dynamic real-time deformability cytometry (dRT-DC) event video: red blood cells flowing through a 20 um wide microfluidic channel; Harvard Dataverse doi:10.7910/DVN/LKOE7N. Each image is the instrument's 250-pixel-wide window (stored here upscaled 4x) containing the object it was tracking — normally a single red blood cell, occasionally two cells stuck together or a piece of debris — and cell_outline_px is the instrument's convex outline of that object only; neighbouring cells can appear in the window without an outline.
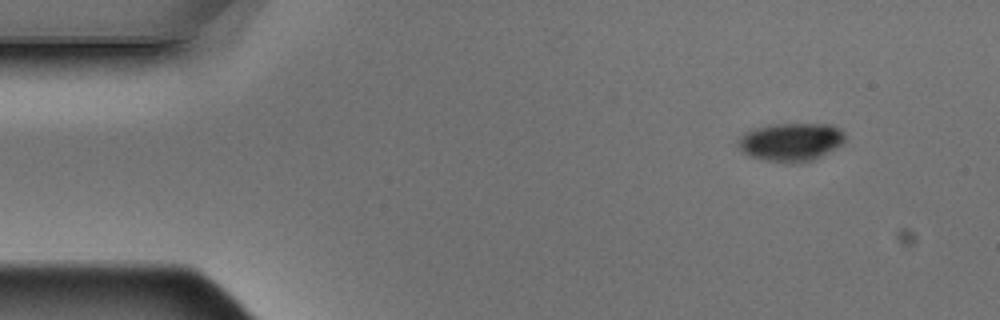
{"species": "Egyptian fruit bat (a non-hibernating species)", "species_latin": "Rousettus aegyptiacus", "temperature_condition": "warm", "stored_images_in_passage": 4, "camera_frame_rate_fps": 3000, "um_per_image_px": 0.085, "animal": {"sex": "male"}, "frame": {"image": 1, "passage_image": 1, "time_ms": 0.0, "image_size_px": [1000, 320], "cell_outline_px": [[844, 140], [840, 144], [820, 156], [812, 160], [768, 160], [748, 156], [736, 144], [736, 140], [744, 132], [756, 128], [776, 124], [832, 124], [840, 128], [844, 132]], "centroid_in_image_um": [67.19, 12.02], "position_along_channel_um": 17.8, "area_um2": 23.06}}
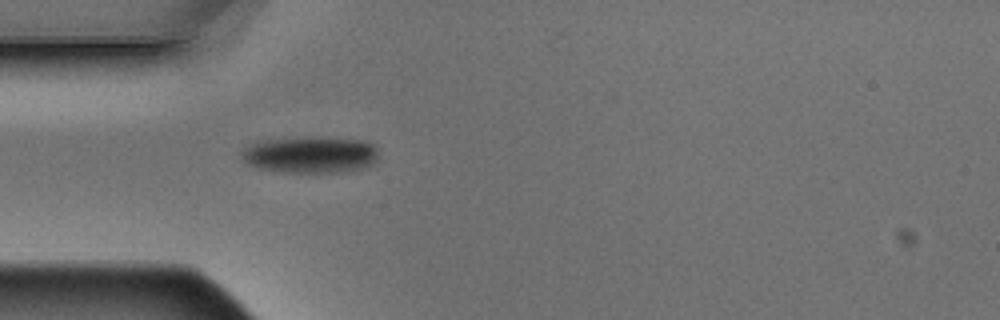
{"frame": {"image": 2, "passage_image": 4, "time_ms": 1.0, "image_size_px": [1000, 320], "cell_outline_px": [[376, 160], [372, 164], [364, 168], [344, 172], [284, 172], [260, 168], [248, 164], [240, 156], [240, 152], [244, 148], [252, 144], [264, 140], [320, 136], [364, 140], [376, 144]], "centroid_in_image_um": [26.42, 13.14], "position_along_channel_um": 58.6, "area_um2": 29.42}}